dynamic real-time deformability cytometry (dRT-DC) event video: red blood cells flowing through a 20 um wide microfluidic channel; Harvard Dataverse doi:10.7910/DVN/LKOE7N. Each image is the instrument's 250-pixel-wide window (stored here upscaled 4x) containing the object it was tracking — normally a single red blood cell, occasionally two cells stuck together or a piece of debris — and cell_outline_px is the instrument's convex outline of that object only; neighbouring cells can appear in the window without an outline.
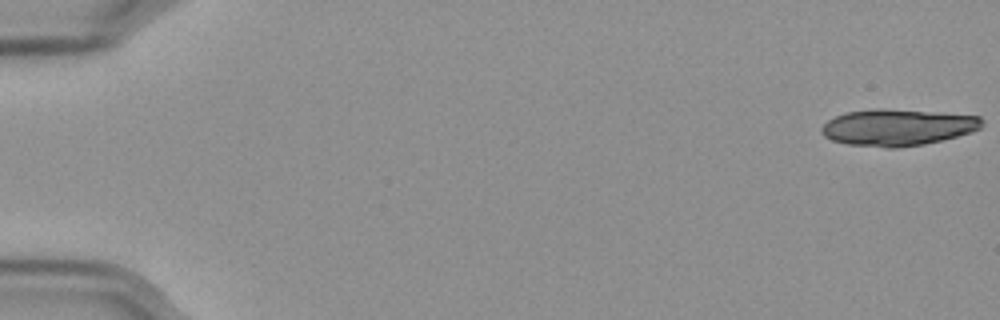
{"species": "Egyptian fruit bat (a non-hibernating species)", "species_latin": "Rousettus aegyptiacus", "temperature_condition": "cold", "stored_images_in_passage": 13, "camera_frame_rate_fps": 3000, "um_per_image_px": 0.085, "frame": {"image": 1, "passage_image": 1, "time_ms": 0.0, "image_size_px": [1000, 320], "cell_outline_px": [[984, 124], [980, 128], [972, 132], [924, 144], [896, 148], [884, 148], [848, 144], [832, 140], [824, 136], [820, 132], [820, 128], [828, 120], [844, 112], [924, 112], [980, 116], [984, 120]], "centroid_in_image_um": [76.3, 10.89], "position_along_channel_um": 8.7, "area_um2": 32.77}}